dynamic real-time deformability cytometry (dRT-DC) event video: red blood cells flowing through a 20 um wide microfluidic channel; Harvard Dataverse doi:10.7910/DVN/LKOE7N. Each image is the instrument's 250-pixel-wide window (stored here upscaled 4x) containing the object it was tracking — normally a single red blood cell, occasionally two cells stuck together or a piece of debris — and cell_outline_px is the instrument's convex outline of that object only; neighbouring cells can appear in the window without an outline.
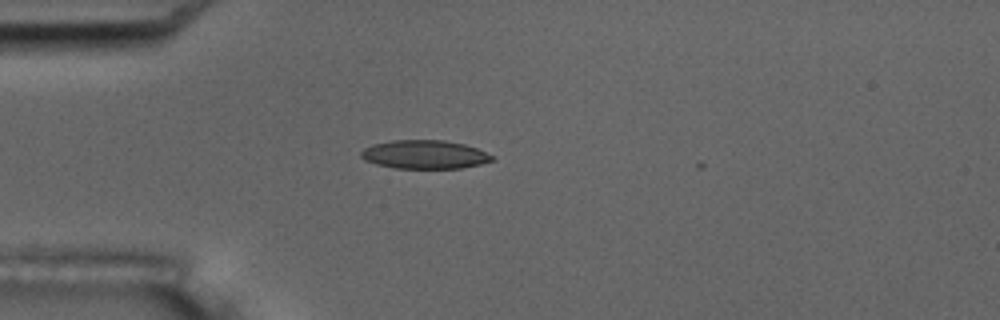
{"species": "common noctule bat (a hibernating species)", "species_latin": "Nyctalus noctula", "temperature_condition": "room temperature", "stored_images_in_passage": 1, "camera_frame_rate_fps": 3000, "um_per_image_px": 0.085, "animal": {"sex": "male", "body_mass_g": 17.5, "forearm_length_mm": 52.3}, "frame": {"image": 1, "passage_image": 1, "time_ms": 0.0, "image_size_px": [1000, 320], "cell_outline_px": [[496, 156], [492, 160], [480, 164], [460, 168], [396, 168], [376, 164], [364, 160], [360, 156], [360, 152], [364, 148], [372, 144], [392, 140], [444, 140], [464, 144], [476, 148]], "centroid_in_image_um": [36.07, 13.13], "position_along_channel_um": 48.9, "area_um2": 21.85}}